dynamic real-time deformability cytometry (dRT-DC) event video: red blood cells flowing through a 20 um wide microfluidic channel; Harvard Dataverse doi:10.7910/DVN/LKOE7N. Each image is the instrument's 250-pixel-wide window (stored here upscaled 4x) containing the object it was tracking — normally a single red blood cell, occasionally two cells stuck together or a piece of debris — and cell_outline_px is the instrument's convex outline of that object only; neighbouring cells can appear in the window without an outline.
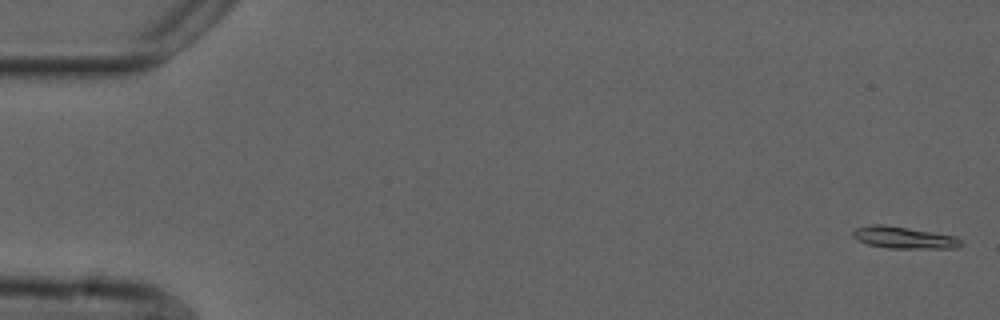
{"species": "common noctule bat (a hibernating species)", "species_latin": "Nyctalus noctula", "temperature_condition": "cold", "stored_images_in_passage": 27, "camera_frame_rate_fps": 3000, "um_per_image_px": 0.085, "animal": {"sex": "male", "forearm_length_mm": 52.5}, "frame": {"image": 1, "passage_image": 2, "time_ms": 0.333, "image_size_px": [1000, 320], "cell_outline_px": [[964, 244], [956, 248], [888, 248], [868, 244], [852, 236], [852, 232], [856, 228], [872, 224], [884, 224], [956, 236]], "centroid_in_image_um": [76.84, 20.19], "position_along_channel_um": 8.2, "area_um2": 13.64}}
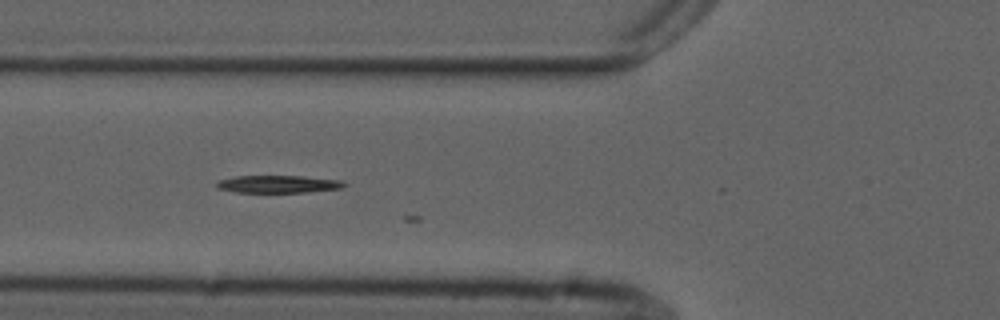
{"frame": {"image": 2, "passage_image": 21, "time_ms": 6.667, "image_size_px": [1000, 320], "cell_outline_px": [[348, 184], [340, 188], [304, 192], [236, 192], [216, 188], [216, 184], [220, 180], [236, 176], [300, 176], [340, 180]], "centroid_in_image_um": [23.63, 15.65], "position_along_channel_um": 102.2, "area_um2": 12.77}}
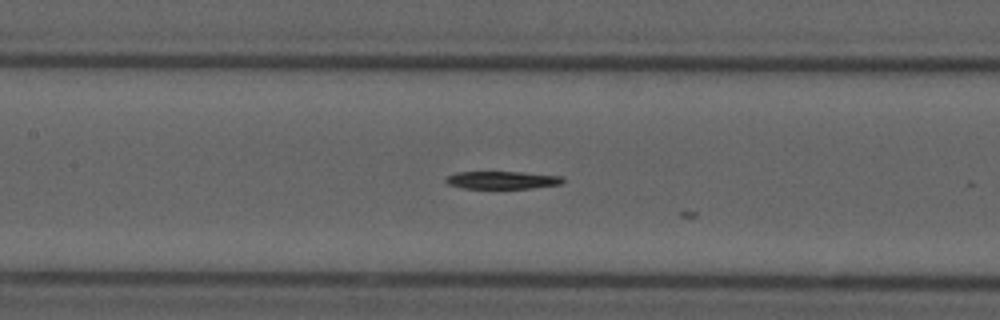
{"frame": {"image": 3, "passage_image": 26, "time_ms": 8.333, "image_size_px": [1000, 320], "cell_outline_px": [[564, 180], [560, 184], [528, 188], [460, 188], [448, 184], [444, 180], [448, 176], [456, 172], [524, 172], [560, 176]], "centroid_in_image_um": [42.64, 15.3], "position_along_channel_um": 164.8, "area_um2": 11.91}}